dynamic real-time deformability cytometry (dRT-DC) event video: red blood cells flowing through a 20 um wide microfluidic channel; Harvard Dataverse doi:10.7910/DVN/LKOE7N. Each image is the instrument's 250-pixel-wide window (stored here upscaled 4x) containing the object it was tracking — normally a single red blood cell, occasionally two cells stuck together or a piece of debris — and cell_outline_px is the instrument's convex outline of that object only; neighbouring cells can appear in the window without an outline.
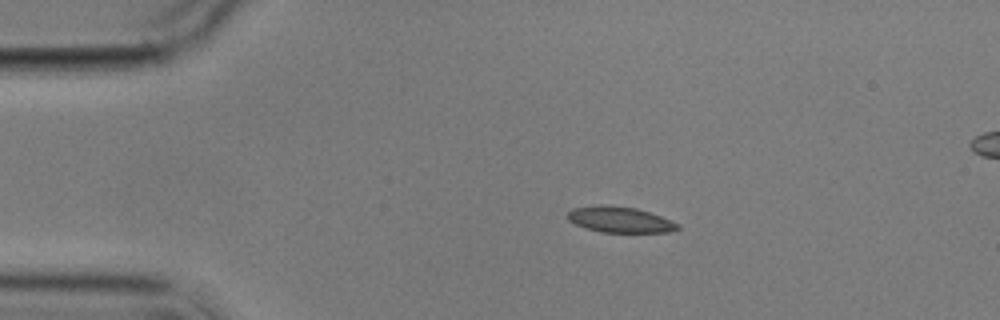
{"species": "common noctule bat (a hibernating species)", "species_latin": "Nyctalus noctula", "temperature_condition": "cold", "stored_images_in_passage": 4, "segment_of_instrument_passage": [1, 2], "camera_frame_rate_fps": 3000, "um_per_image_px": 0.085, "animal": {"sex": "male", "body_mass_g": 17.9}, "frame": {"image": 1, "passage_image": 2, "time_ms": 1.333, "image_size_px": [1000, 320], "cell_outline_px": [[680, 228], [672, 232], [600, 232], [576, 224], [568, 220], [568, 212], [572, 208], [600, 204], [636, 208], [660, 216], [680, 224]], "centroid_in_image_um": [52.7, 18.66], "position_along_channel_um": 32.3, "area_um2": 16.47}}